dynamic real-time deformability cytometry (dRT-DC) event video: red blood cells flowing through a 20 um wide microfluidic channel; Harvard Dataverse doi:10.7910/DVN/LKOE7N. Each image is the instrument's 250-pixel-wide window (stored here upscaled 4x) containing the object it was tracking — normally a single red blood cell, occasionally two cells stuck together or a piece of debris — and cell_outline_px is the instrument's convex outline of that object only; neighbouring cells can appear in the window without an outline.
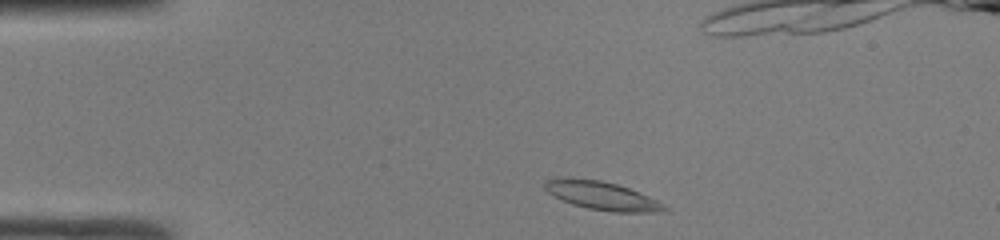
{"species": "common noctule bat (a hibernating species)", "species_latin": "Nyctalus noctula", "temperature_condition": "room temperature", "stored_images_in_passage": 41, "camera_frame_rate_fps": 3000, "um_per_image_px": 0.085, "animal": {"sex": "male", "body_mass_g": 19.0, "forearm_length_mm": 50.8}, "frame": {"image": 1, "passage_image": 2, "time_ms": 0.333, "image_size_px": [1000, 240], "cell_outline_px": [[668, 208], [660, 212], [612, 212], [588, 208], [572, 204], [548, 192], [544, 188], [544, 180], [552, 176], [568, 176], [600, 180], [616, 184], [628, 188], [648, 196], [656, 200]], "centroid_in_image_um": [51.07, 16.59], "position_along_channel_um": 33.9, "area_um2": 19.88}}
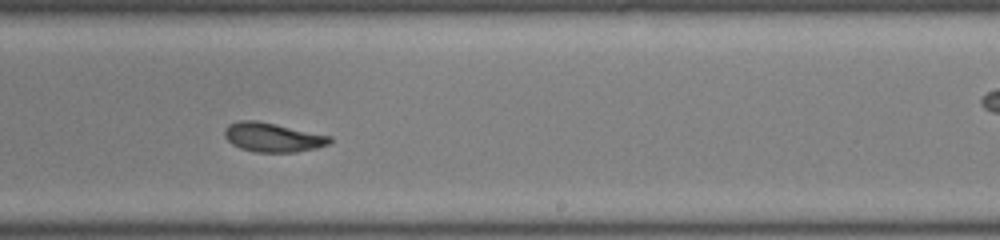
{"frame": {"image": 2, "passage_image": 22, "time_ms": 7.0, "image_size_px": [1000, 240], "cell_outline_px": [[332, 140], [328, 144], [316, 148], [296, 152], [256, 152], [240, 148], [232, 144], [224, 136], [224, 128], [228, 124], [240, 120], [256, 120], [276, 124], [332, 136]], "centroid_in_image_um": [23.16, 11.67], "position_along_channel_um": 265.8, "area_um2": 17.92}}
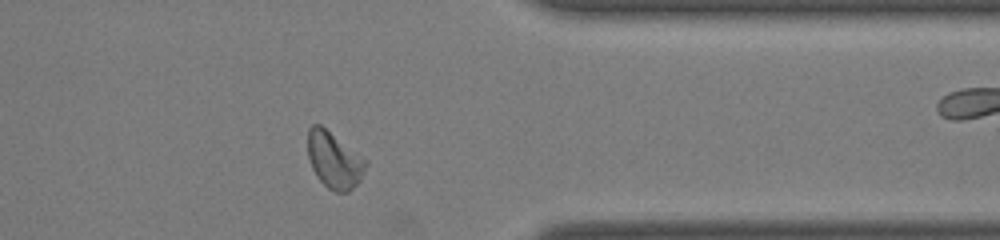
{"frame": {"image": 3, "passage_image": 31, "time_ms": 10.0, "image_size_px": [1000, 240], "cell_outline_px": [[368, 164], [360, 180], [348, 192], [336, 192], [328, 188], [316, 176], [312, 168], [308, 156], [308, 128], [312, 124], [320, 124], [368, 160]], "centroid_in_image_um": [28.41, 13.6], "position_along_channel_um": 383.0, "area_um2": 19.07}}